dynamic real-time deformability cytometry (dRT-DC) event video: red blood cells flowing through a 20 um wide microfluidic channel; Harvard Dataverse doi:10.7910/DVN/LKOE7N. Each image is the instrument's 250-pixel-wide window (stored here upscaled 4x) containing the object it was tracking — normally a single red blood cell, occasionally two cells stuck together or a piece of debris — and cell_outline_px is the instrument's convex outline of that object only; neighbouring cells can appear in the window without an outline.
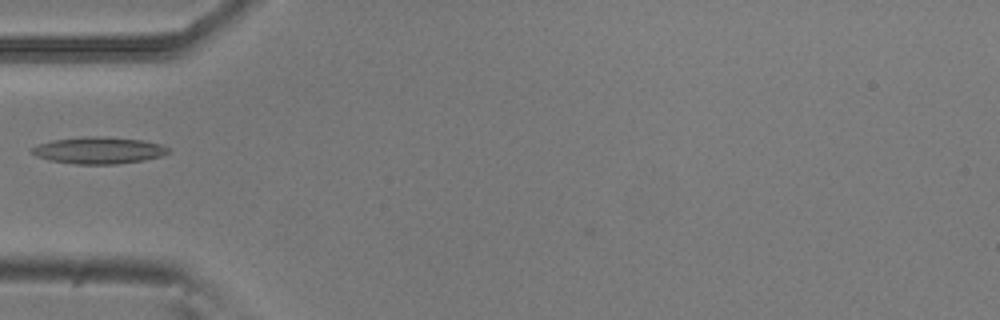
{"species": "common noctule bat (a hibernating species)", "species_latin": "Nyctalus noctula", "temperature_condition": "room temperature", "stored_images_in_passage": 37, "camera_frame_rate_fps": 3000, "um_per_image_px": 0.085, "animal": {"sex": "male", "body_mass_g": 20.5, "forearm_length_mm": 52.5}, "frame": {"image": 1, "passage_image": 1, "time_ms": 0.0, "image_size_px": [1000, 320], "cell_outline_px": [[172, 152], [160, 156], [144, 160], [116, 164], [76, 164], [48, 160], [36, 156], [32, 152], [32, 148], [40, 144], [52, 140], [80, 136], [104, 136], [144, 140], [160, 144], [168, 148]], "centroid_in_image_um": [8.41, 12.77], "position_along_channel_um": 76.6, "area_um2": 21.39}}
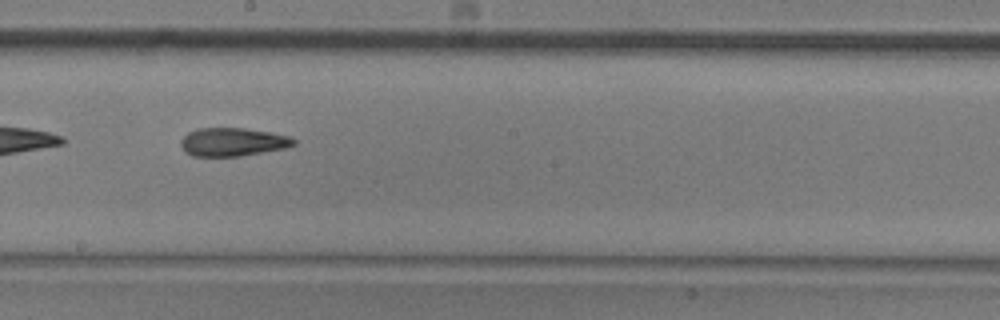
{"frame": {"image": 2, "passage_image": 13, "time_ms": 4.0, "image_size_px": [1000, 320], "cell_outline_px": [[296, 144], [284, 148], [240, 156], [192, 156], [184, 152], [180, 144], [180, 140], [188, 132], [200, 128], [244, 128], [268, 132], [288, 136], [296, 140]], "centroid_in_image_um": [19.74, 12.07], "position_along_channel_um": 228.5, "area_um2": 18.55}}
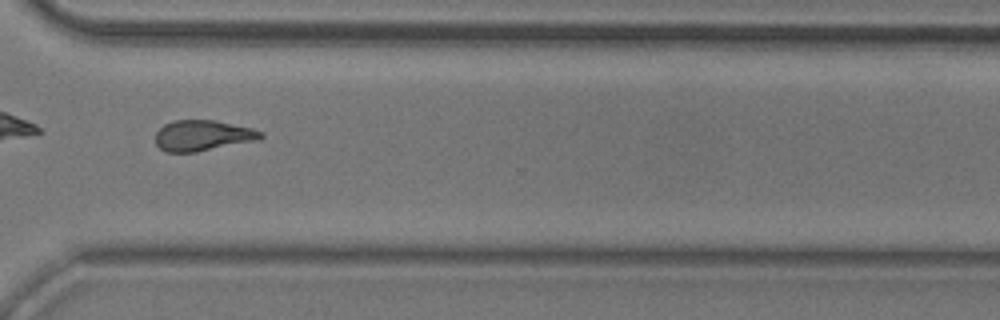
{"frame": {"image": 3, "passage_image": 23, "time_ms": 7.333, "image_size_px": [1000, 320], "cell_outline_px": [[264, 136], [260, 140], [196, 152], [164, 152], [156, 144], [156, 132], [164, 124], [176, 120], [216, 120], [252, 128], [264, 132]], "centroid_in_image_um": [17.26, 11.52], "position_along_channel_um": 353.3, "area_um2": 19.02}}